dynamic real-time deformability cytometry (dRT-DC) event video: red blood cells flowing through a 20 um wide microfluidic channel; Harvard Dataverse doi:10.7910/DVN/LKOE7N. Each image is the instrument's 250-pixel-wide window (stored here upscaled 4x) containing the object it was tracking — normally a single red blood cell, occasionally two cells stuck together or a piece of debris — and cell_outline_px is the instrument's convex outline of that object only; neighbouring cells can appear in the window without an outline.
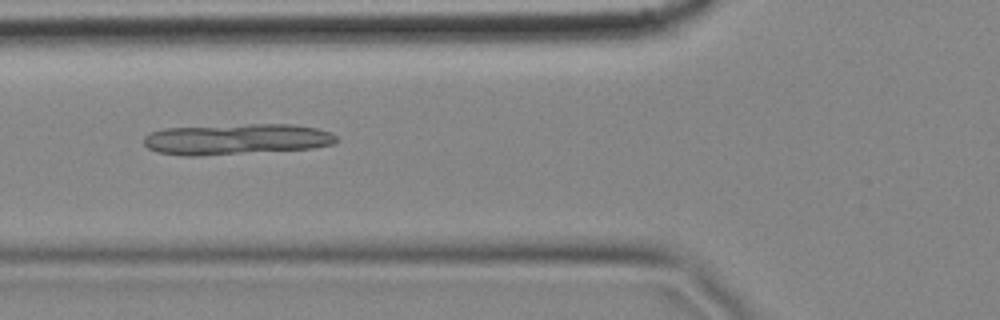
{"species": "common noctule bat (a hibernating species)", "species_latin": "Nyctalus noctula", "temperature_condition": "cold", "stored_images_in_passage": 10, "camera_frame_rate_fps": 3000, "um_per_image_px": 0.085, "animal": {"sex": "female", "body_mass_g": 18.4}, "frame": {"image": 1, "passage_image": 6, "time_ms": 1.667, "image_size_px": [1000, 320], "cell_outline_px": [[340, 140], [332, 144], [312, 148], [196, 156], [180, 156], [156, 152], [148, 148], [144, 144], [144, 136], [148, 132], [164, 128], [248, 124], [292, 124], [316, 128], [332, 132]], "centroid_in_image_um": [20.06, 11.83], "position_along_channel_um": 105.7, "area_um2": 34.8}}
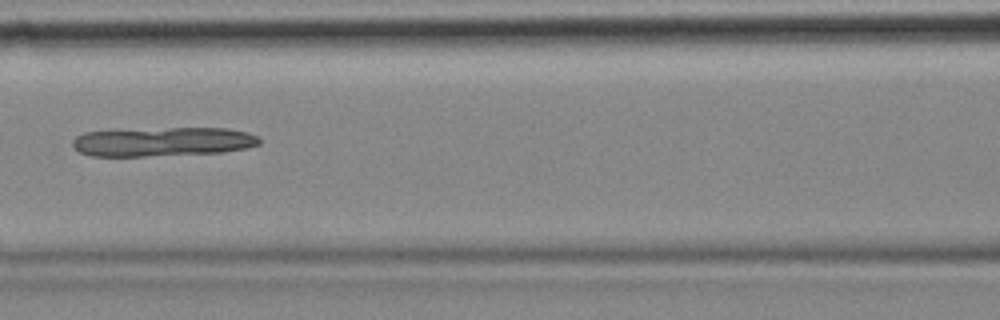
{"frame": {"image": 2, "passage_image": 7, "time_ms": 2.0, "image_size_px": [1000, 320], "cell_outline_px": [[260, 144], [248, 148], [224, 152], [144, 156], [92, 156], [80, 152], [72, 144], [72, 140], [76, 136], [84, 132], [168, 128], [228, 128], [248, 132], [260, 136]], "centroid_in_image_um": [13.9, 12.04], "position_along_channel_um": 152.7, "area_um2": 31.67}}
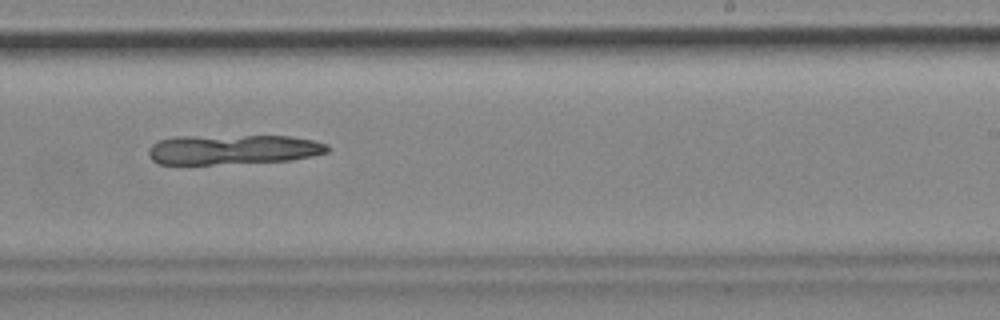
{"frame": {"image": 3, "passage_image": 10, "time_ms": 3.0, "image_size_px": [1000, 320], "cell_outline_px": [[332, 148], [328, 152], [312, 156], [292, 160], [212, 164], [160, 164], [152, 160], [148, 156], [148, 148], [152, 144], [160, 140], [176, 136], [292, 136], [312, 140], [328, 144]], "centroid_in_image_um": [19.81, 12.7], "position_along_channel_um": 269.2, "area_um2": 31.21}}